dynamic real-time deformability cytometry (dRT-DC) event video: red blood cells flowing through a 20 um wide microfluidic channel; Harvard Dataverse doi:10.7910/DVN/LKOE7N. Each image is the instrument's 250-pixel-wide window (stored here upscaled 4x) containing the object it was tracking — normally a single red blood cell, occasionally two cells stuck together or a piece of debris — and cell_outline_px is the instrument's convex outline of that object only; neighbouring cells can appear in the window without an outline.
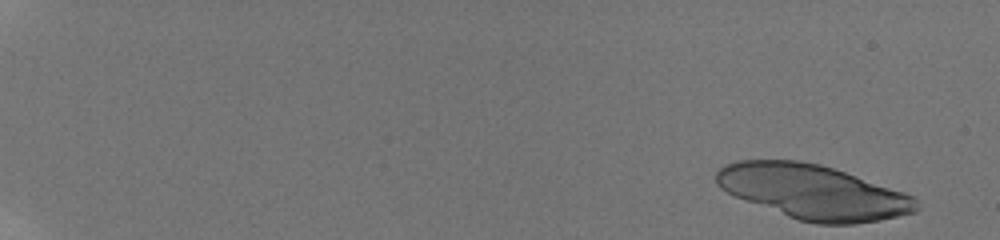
{"species": "human", "species_latin": "Homo sapiens", "temperature_condition": "room temperature", "stored_images_in_passage": 22, "camera_frame_rate_fps": 3000, "um_per_image_px": 0.085, "donor": {"sex": "male"}, "frame": {"image": 1, "passage_image": 2, "time_ms": 0.333, "image_size_px": [1000, 240], "cell_outline_px": [[920, 208], [916, 212], [880, 220], [856, 224], [816, 224], [800, 220], [788, 216], [736, 196], [720, 188], [716, 184], [716, 172], [724, 164], [736, 160], [800, 160], [820, 164], [904, 192], [912, 196], [916, 200]], "centroid_in_image_um": [69.11, 16.31], "position_along_channel_um": 15.9, "area_um2": 63.0}}